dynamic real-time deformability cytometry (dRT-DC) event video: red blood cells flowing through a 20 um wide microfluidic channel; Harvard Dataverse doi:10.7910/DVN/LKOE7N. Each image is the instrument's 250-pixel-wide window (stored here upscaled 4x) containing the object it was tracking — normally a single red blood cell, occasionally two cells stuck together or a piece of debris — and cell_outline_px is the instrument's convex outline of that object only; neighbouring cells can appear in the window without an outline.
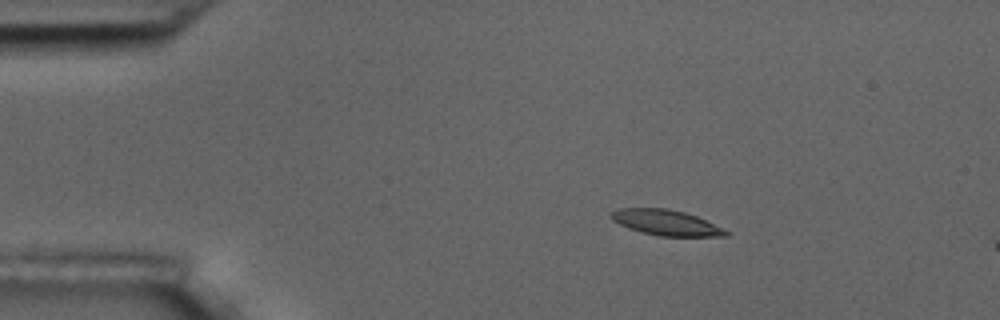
{"species": "common noctule bat (a hibernating species)", "species_latin": "Nyctalus noctula", "temperature_condition": "room temperature", "stored_images_in_passage": 3, "camera_frame_rate_fps": 3000, "um_per_image_px": 0.085, "animal": {"sex": "male", "body_mass_g": 17.5, "forearm_length_mm": 52.3}, "frame": {"image": 1, "passage_image": 1, "time_ms": 0.0, "image_size_px": [1000, 320], "cell_outline_px": [[728, 236], [660, 236], [640, 232], [628, 228], [612, 220], [612, 212], [620, 208], [668, 208], [684, 212], [696, 216], [728, 232]], "centroid_in_image_um": [56.57, 18.92], "position_along_channel_um": 28.4, "area_um2": 16.7}}